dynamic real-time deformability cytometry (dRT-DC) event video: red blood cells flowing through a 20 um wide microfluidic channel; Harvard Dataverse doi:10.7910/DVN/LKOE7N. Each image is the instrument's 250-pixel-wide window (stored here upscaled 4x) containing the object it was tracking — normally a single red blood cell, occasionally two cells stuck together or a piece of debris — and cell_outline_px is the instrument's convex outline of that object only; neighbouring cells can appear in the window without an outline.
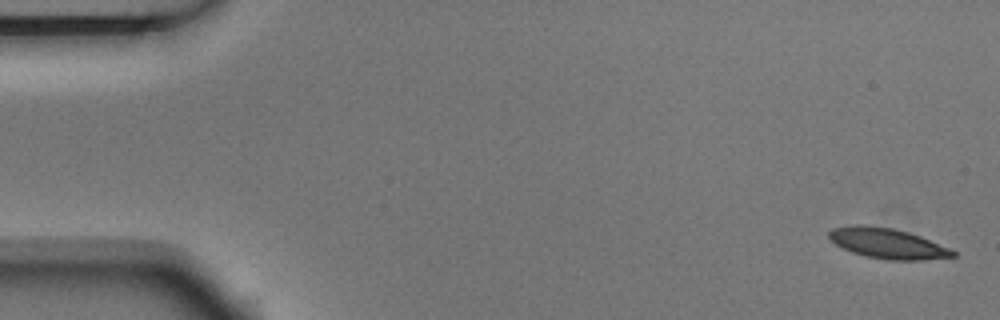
{"species": "Egyptian fruit bat (a non-hibernating species)", "species_latin": "Rousettus aegyptiacus", "temperature_condition": "room temperature", "stored_images_in_passage": 6, "segment_of_instrument_passage": [1, 2], "camera_frame_rate_fps": 3000, "um_per_image_px": 0.085, "animal": {"sex": "male"}, "frame": {"image": 1, "passage_image": 1, "time_ms": 0.0, "image_size_px": [1000, 320], "cell_outline_px": [[956, 256], [924, 260], [888, 260], [864, 256], [852, 252], [836, 244], [828, 236], [828, 232], [832, 228], [856, 224], [868, 224], [892, 228], [908, 232], [920, 236], [948, 248], [956, 252]], "centroid_in_image_um": [75.41, 20.68], "position_along_channel_um": 9.6, "area_um2": 21.85}}
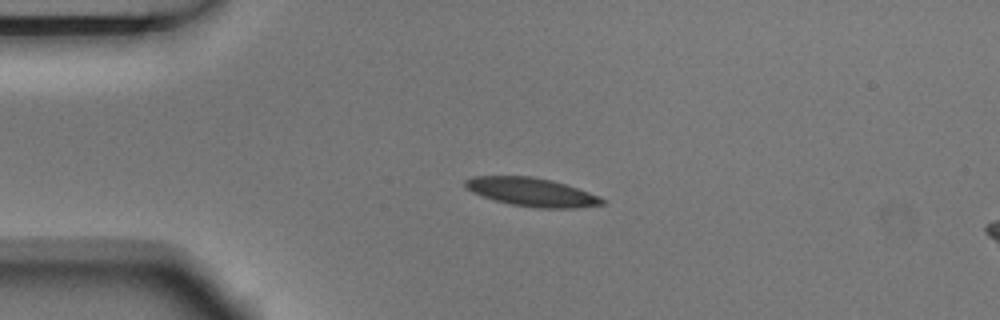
{"frame": {"image": 2, "passage_image": 4, "time_ms": 1.0, "image_size_px": [1000, 320], "cell_outline_px": [[604, 204], [580, 208], [536, 208], [512, 204], [496, 200], [472, 192], [464, 188], [464, 180], [472, 176], [532, 176], [552, 180], [600, 196], [604, 200]], "centroid_in_image_um": [45.18, 16.32], "position_along_channel_um": 39.8, "area_um2": 22.66}}